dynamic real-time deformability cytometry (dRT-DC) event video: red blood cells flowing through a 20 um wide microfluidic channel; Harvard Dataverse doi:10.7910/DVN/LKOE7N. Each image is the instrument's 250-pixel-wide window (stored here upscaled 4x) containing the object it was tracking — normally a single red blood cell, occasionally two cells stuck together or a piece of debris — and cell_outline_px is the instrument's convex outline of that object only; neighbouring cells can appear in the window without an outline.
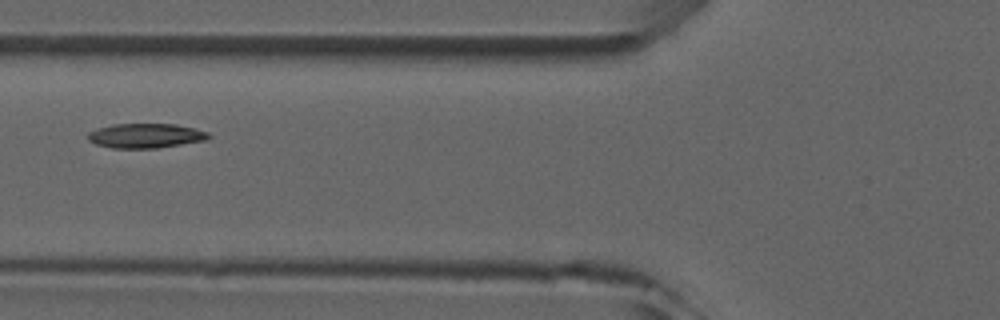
{"species": "common noctule bat (a hibernating species)", "species_latin": "Nyctalus noctula", "temperature_condition": "room temperature", "stored_images_in_passage": 3, "camera_frame_rate_fps": 3000, "um_per_image_px": 0.085, "animal": {"sex": "male", "forearm_length_mm": 52.5}, "frame": {"image": 1, "passage_image": 3, "time_ms": 2.333, "image_size_px": [1000, 320], "cell_outline_px": [[212, 136], [204, 140], [156, 148], [112, 148], [96, 144], [88, 140], [84, 136], [88, 132], [112, 124], [176, 124], [208, 132]], "centroid_in_image_um": [12.32, 11.53], "position_along_channel_um": 113.5, "area_um2": 17.17}}